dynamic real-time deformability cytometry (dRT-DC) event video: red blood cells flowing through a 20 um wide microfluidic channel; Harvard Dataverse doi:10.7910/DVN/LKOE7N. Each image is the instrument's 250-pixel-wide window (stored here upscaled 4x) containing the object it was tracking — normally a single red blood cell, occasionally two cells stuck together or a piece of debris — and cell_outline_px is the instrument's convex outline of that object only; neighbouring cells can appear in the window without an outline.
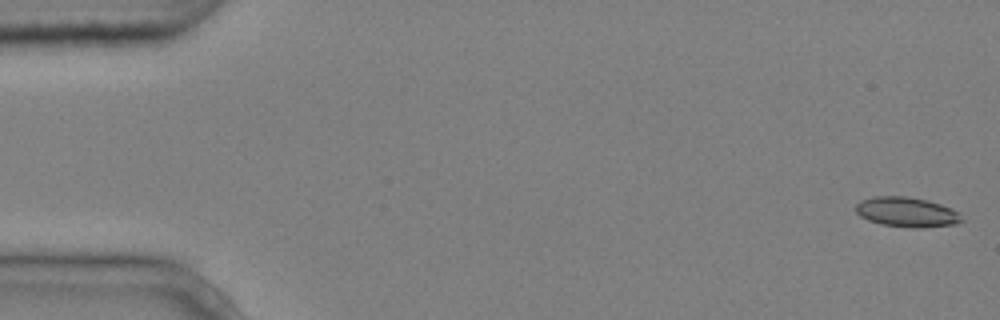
{"species": "common noctule bat (a hibernating species)", "species_latin": "Nyctalus noctula", "temperature_condition": "cold", "stored_images_in_passage": 5, "camera_frame_rate_fps": 3000, "um_per_image_px": 0.085, "animal": {"sex": "male", "body_mass_g": 20.4}, "frame": {"image": 1, "passage_image": 1, "time_ms": 0.0, "image_size_px": [1000, 320], "cell_outline_px": [[964, 220], [956, 224], [920, 228], [912, 228], [884, 224], [868, 220], [860, 216], [856, 212], [856, 204], [860, 200], [872, 196], [908, 196], [928, 200], [952, 208]], "centroid_in_image_um": [77.06, 18.01], "position_along_channel_um": 7.9, "area_um2": 18.44}}
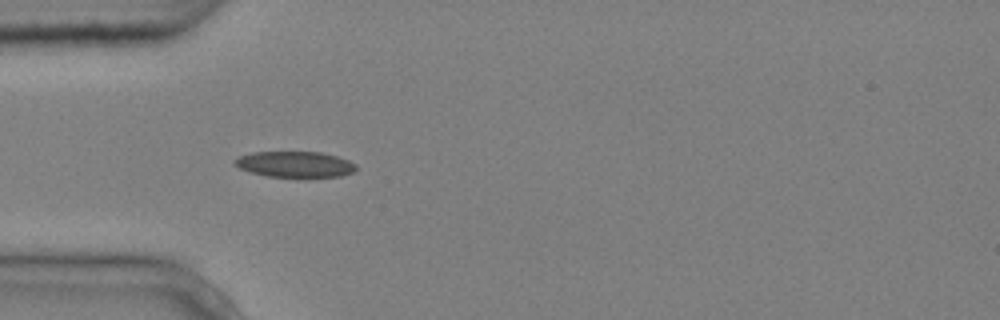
{"frame": {"image": 2, "passage_image": 5, "time_ms": 1.333, "image_size_px": [1000, 320], "cell_outline_px": [[356, 168], [352, 172], [340, 176], [268, 176], [248, 172], [232, 164], [232, 160], [236, 156], [252, 152], [320, 152], [336, 156], [348, 160], [356, 164]], "centroid_in_image_um": [24.98, 13.95], "position_along_channel_um": 60.0, "area_um2": 18.21}}